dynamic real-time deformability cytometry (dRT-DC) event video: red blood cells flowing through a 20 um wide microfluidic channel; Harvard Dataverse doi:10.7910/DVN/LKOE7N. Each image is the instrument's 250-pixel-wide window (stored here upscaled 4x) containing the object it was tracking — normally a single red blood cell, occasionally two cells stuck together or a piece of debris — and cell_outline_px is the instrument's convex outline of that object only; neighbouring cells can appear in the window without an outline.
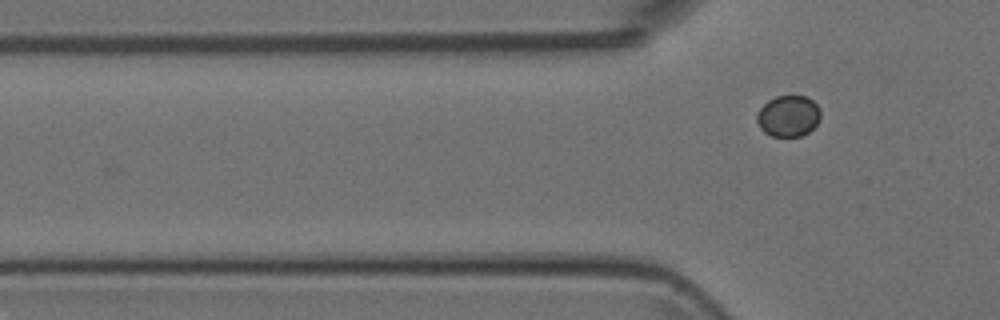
{"species": "Egyptian fruit bat (a non-hibernating species)", "species_latin": "Rousettus aegyptiacus", "temperature_condition": "room temperature", "stored_images_in_passage": 3, "camera_frame_rate_fps": 3000, "um_per_image_px": 0.085, "animal": {"sex": "female"}, "frame": {"image": 1, "passage_image": 3, "time_ms": 0.667, "image_size_px": [1000, 320], "cell_outline_px": [[820, 120], [808, 132], [800, 136], [772, 136], [764, 132], [760, 128], [756, 120], [756, 116], [760, 108], [768, 100], [776, 96], [808, 96], [820, 108]], "centroid_in_image_um": [67.01, 9.85], "position_along_channel_um": 58.8, "area_um2": 15.32}}